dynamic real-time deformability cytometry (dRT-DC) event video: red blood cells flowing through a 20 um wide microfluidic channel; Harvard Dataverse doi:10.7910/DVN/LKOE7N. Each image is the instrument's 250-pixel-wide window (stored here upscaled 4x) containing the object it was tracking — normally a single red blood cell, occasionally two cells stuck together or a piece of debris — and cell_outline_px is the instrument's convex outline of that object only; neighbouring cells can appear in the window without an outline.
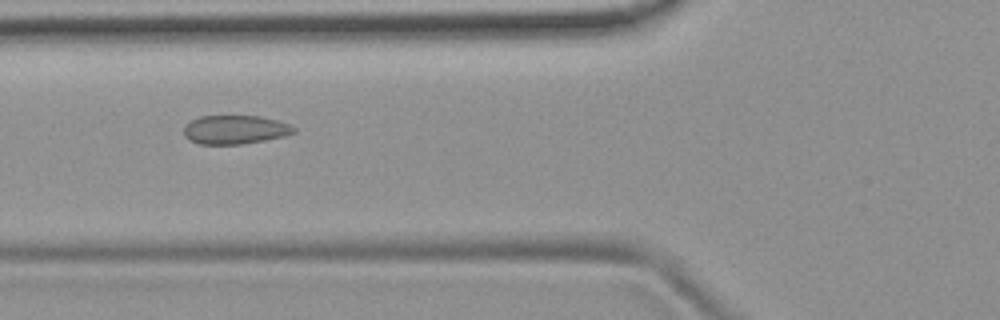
{"species": "common noctule bat (a hibernating species)", "species_latin": "Nyctalus noctula", "temperature_condition": "room temperature", "stored_images_in_passage": 53, "camera_frame_rate_fps": 3000, "um_per_image_px": 0.085, "animal": {"sex": "female", "body_mass_g": 19.9}, "frame": {"image": 1, "passage_image": 20, "time_ms": 6.333, "image_size_px": [1000, 320], "cell_outline_px": [[296, 132], [284, 136], [264, 140], [240, 144], [200, 144], [188, 140], [184, 136], [184, 124], [200, 116], [260, 116], [276, 120], [288, 124], [296, 128]], "centroid_in_image_um": [19.95, 11.02], "position_along_channel_um": 105.9, "area_um2": 18.44}}
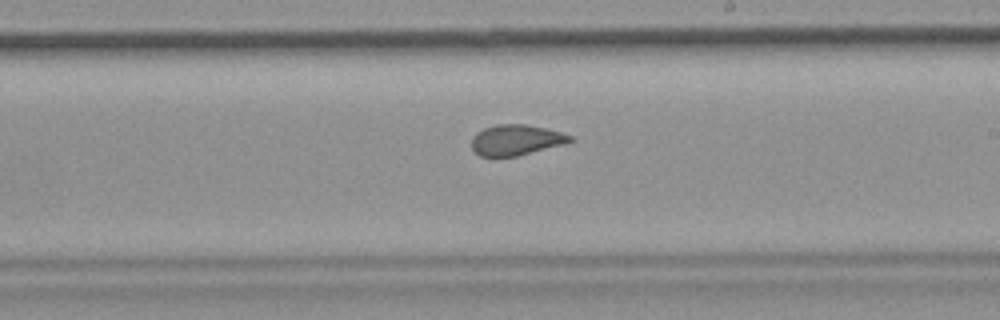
{"frame": {"image": 2, "passage_image": 31, "time_ms": 10.0, "image_size_px": [1000, 320], "cell_outline_px": [[576, 140], [564, 144], [516, 156], [480, 156], [472, 148], [472, 136], [476, 132], [484, 128], [496, 124], [524, 124], [544, 128], [560, 132], [572, 136]], "centroid_in_image_um": [43.86, 11.89], "position_along_channel_um": 245.1, "area_um2": 17.46}}
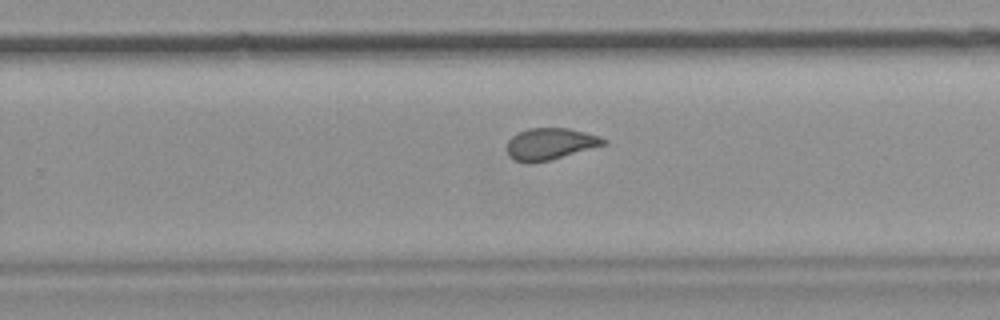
{"frame": {"image": 3, "passage_image": 34, "time_ms": 11.0, "image_size_px": [1000, 320], "cell_outline_px": [[608, 144], [552, 160], [516, 160], [508, 156], [508, 140], [512, 136], [528, 128], [568, 128], [600, 136], [608, 140]], "centroid_in_image_um": [46.85, 12.2], "position_along_channel_um": 282.9, "area_um2": 17.51}, "authors_computed_cell_mechanics": {"area_um2": 18.9006, "velocity_mm_per_s": 3.8111, "shape_relaxation_time_tau1_ms": null, "shape_relaxation_time_tau2_ms": 0.9618, "deformation_change_tau1": null, "deformation_change_tau2": 0.0527}}